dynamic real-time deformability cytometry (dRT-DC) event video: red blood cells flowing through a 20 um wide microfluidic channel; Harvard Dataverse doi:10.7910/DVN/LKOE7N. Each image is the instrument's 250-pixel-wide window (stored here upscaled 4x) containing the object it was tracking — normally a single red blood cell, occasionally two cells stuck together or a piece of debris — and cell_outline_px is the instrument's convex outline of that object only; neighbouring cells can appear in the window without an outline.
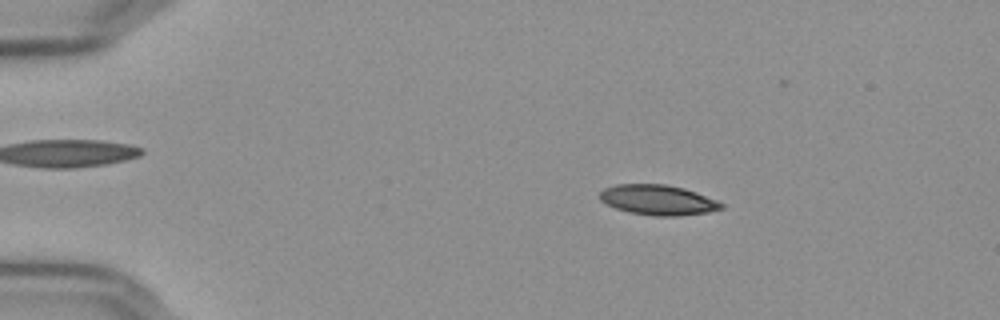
{"species": "Egyptian fruit bat (a non-hibernating species)", "species_latin": "Rousettus aegyptiacus", "temperature_condition": "cold", "stored_images_in_passage": 55, "camera_frame_rate_fps": 3000, "um_per_image_px": 0.085, "frame": {"image": 1, "passage_image": 9, "time_ms": 2.667, "image_size_px": [1000, 320], "cell_outline_px": [[724, 208], [708, 212], [676, 216], [652, 216], [628, 212], [616, 208], [600, 200], [600, 192], [604, 188], [616, 184], [664, 184], [684, 188], [696, 192], [716, 200], [724, 204]], "centroid_in_image_um": [55.93, 17.0], "position_along_channel_um": 29.1, "area_um2": 21.33}}
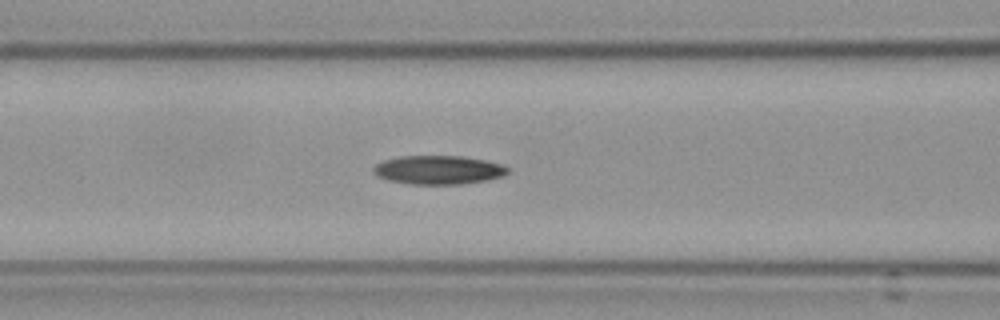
{"frame": {"image": 2, "passage_image": 23, "time_ms": 7.333, "image_size_px": [1000, 320], "cell_outline_px": [[508, 172], [504, 176], [488, 180], [460, 184], [412, 184], [388, 180], [376, 176], [372, 172], [372, 168], [376, 164], [384, 160], [400, 156], [460, 156], [484, 160], [504, 164], [508, 168]], "centroid_in_image_um": [37.26, 14.44], "position_along_channel_um": 129.3, "area_um2": 22.6}}
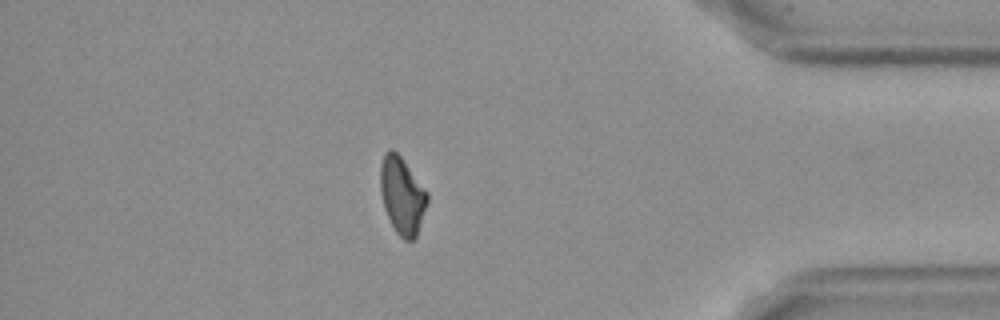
{"frame": {"image": 3, "passage_image": 48, "time_ms": 15.667, "image_size_px": [1000, 320], "cell_outline_px": [[428, 200], [416, 236], [412, 240], [404, 240], [396, 232], [384, 208], [380, 192], [380, 164], [384, 152], [392, 148], [400, 156], [428, 192]], "centroid_in_image_um": [34.16, 16.59], "position_along_channel_um": 401.0, "area_um2": 20.92}, "authors_computed_cell_mechanics": {"area_um2": 21.6172, "velocity_mm_per_s": 3.6425, "shape_relaxation_time_tau1_ms": null, "shape_relaxation_time_tau2_ms": 5.5496, "deformation_change_tau1": null, "deformation_change_tau2": 0.118}}